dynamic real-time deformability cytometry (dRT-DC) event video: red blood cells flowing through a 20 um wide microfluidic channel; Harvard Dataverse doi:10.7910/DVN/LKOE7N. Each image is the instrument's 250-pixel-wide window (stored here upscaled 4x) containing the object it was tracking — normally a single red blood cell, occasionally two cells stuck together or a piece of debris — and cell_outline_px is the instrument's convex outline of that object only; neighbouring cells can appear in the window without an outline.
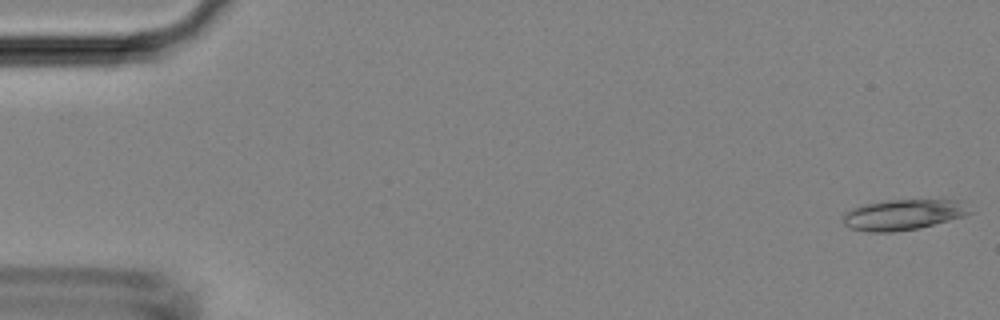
{"species": "Egyptian fruit bat (a non-hibernating species)", "species_latin": "Rousettus aegyptiacus", "temperature_condition": "room temperature", "stored_images_in_passage": 46, "camera_frame_rate_fps": 3000, "um_per_image_px": 0.085, "animal": {"sex": "female"}, "frame": {"image": 1, "passage_image": 1, "time_ms": 0.0, "image_size_px": [1000, 320], "cell_outline_px": [[972, 212], [964, 216], [920, 228], [892, 232], [868, 232], [848, 228], [844, 224], [840, 216], [844, 212], [852, 208], [868, 204], [888, 200], [964, 200]], "centroid_in_image_um": [76.76, 18.25], "position_along_channel_um": 8.2, "area_um2": 22.77}}
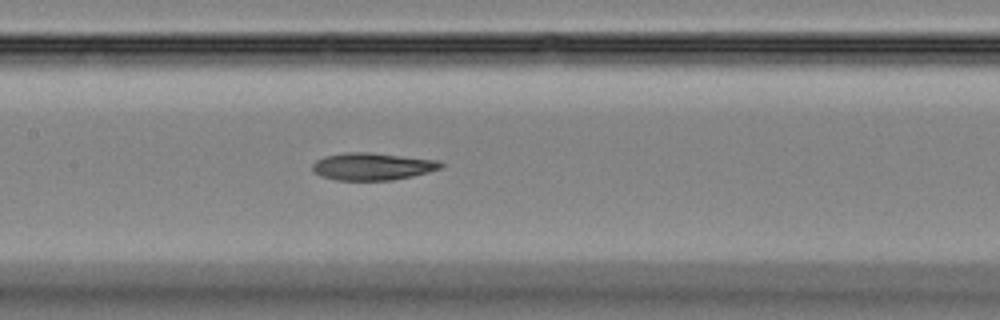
{"frame": {"image": 2, "passage_image": 21, "time_ms": 6.667, "image_size_px": [1000, 320], "cell_outline_px": [[444, 164], [440, 168], [428, 172], [412, 176], [392, 180], [336, 180], [320, 176], [312, 168], [312, 164], [316, 160], [324, 156], [344, 152], [372, 152], [440, 160]], "centroid_in_image_um": [31.66, 14.13], "position_along_channel_um": 175.7, "area_um2": 20.58}}
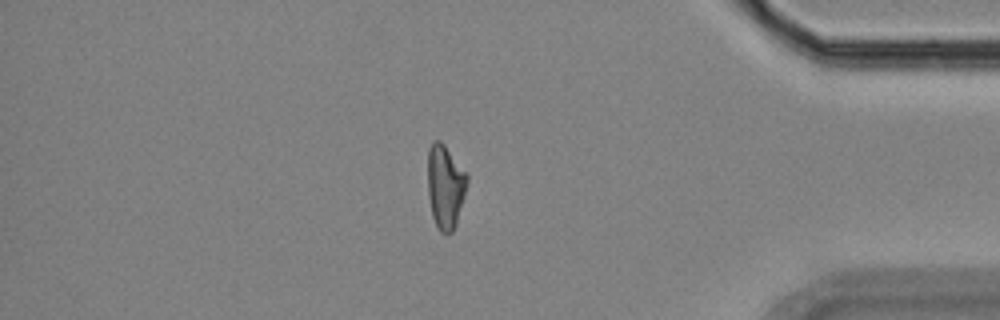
{"frame": {"image": 3, "passage_image": 39, "time_ms": 12.667, "image_size_px": [1000, 320], "cell_outline_px": [[468, 184], [456, 224], [452, 232], [440, 232], [432, 216], [428, 196], [428, 148], [432, 140], [440, 140], [444, 144], [468, 172]], "centroid_in_image_um": [37.86, 15.8], "position_along_channel_um": 397.3, "area_um2": 19.54}}